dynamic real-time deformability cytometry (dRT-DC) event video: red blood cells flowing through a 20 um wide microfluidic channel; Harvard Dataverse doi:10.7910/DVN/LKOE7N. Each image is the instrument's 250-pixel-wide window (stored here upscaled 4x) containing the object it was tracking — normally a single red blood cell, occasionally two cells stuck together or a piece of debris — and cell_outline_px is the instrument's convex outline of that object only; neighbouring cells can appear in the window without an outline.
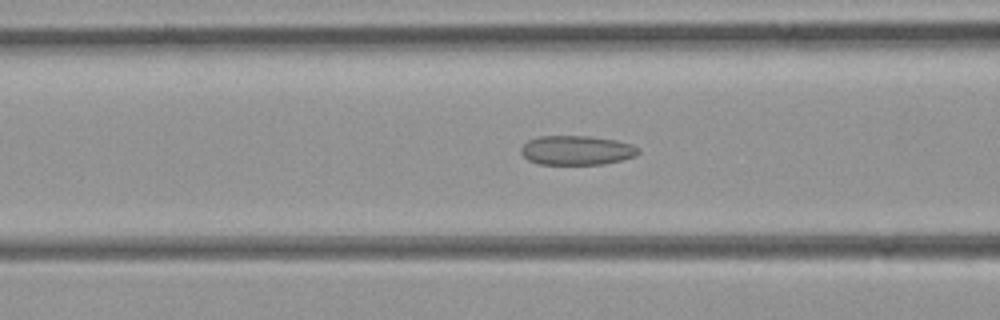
{"species": "common noctule bat (a hibernating species)", "species_latin": "Nyctalus noctula", "temperature_condition": "room temperature", "stored_images_in_passage": 28, "camera_frame_rate_fps": 3000, "um_per_image_px": 0.085, "animal": {"sex": "female", "body_mass_g": 21.9}, "frame": {"image": 1, "passage_image": 8, "time_ms": 2.333, "image_size_px": [1000, 320], "cell_outline_px": [[640, 152], [636, 156], [604, 164], [540, 164], [528, 160], [520, 152], [520, 148], [528, 140], [540, 136], [588, 136], [616, 140], [632, 144], [640, 148]], "centroid_in_image_um": [49.03, 12.77], "position_along_channel_um": 117.6, "area_um2": 20.11}}
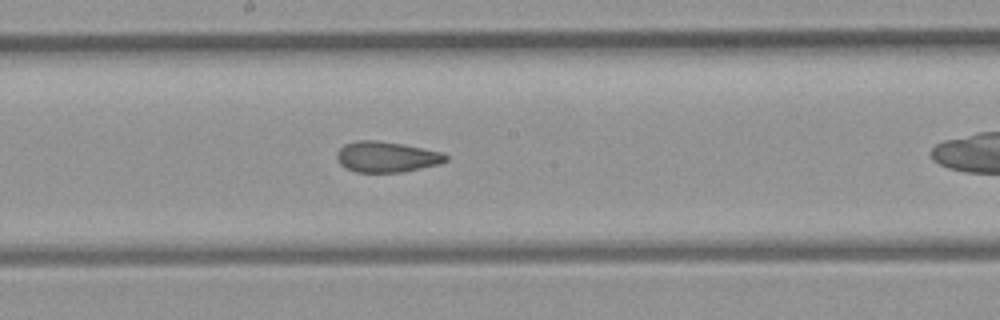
{"frame": {"image": 2, "passage_image": 15, "time_ms": 4.667, "image_size_px": [1000, 320], "cell_outline_px": [[448, 160], [440, 164], [400, 172], [356, 172], [340, 164], [336, 156], [336, 152], [344, 144], [356, 140], [376, 140], [400, 144], [444, 152], [448, 156]], "centroid_in_image_um": [32.86, 13.33], "position_along_channel_um": 215.3, "area_um2": 19.42}}
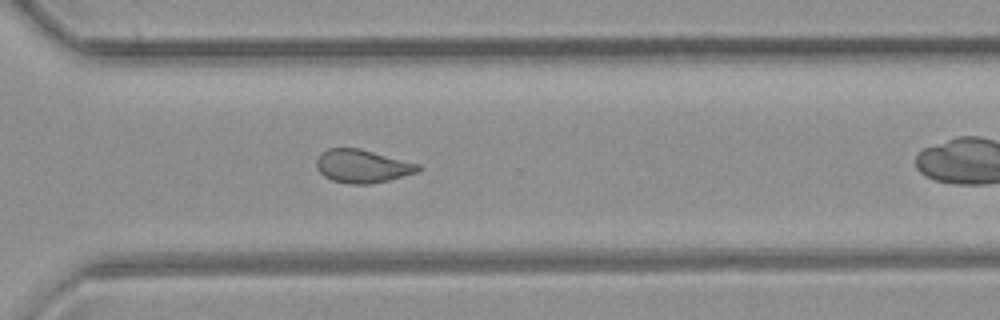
{"frame": {"image": 3, "passage_image": 24, "time_ms": 7.667, "image_size_px": [1000, 320], "cell_outline_px": [[424, 168], [420, 172], [372, 184], [348, 184], [332, 180], [324, 176], [316, 168], [316, 160], [320, 152], [328, 148], [360, 148], [420, 164]], "centroid_in_image_um": [30.82, 14.12], "position_along_channel_um": 339.8, "area_um2": 20.0}}